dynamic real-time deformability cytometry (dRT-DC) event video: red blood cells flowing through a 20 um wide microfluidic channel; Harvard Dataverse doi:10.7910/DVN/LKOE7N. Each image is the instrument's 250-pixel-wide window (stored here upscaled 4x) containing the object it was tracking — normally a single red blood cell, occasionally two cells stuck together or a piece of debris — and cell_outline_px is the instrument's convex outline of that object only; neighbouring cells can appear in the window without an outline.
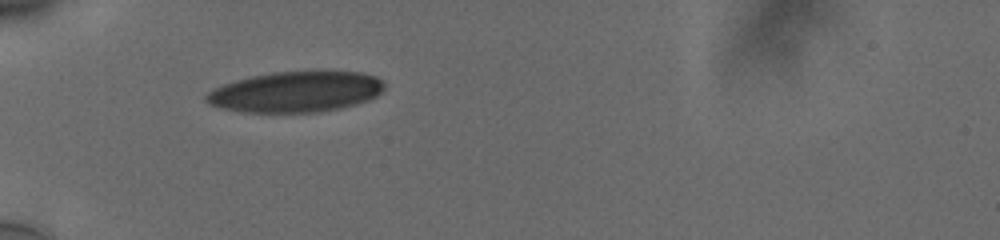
{"species": "human", "species_latin": "Homo sapiens", "temperature_condition": "cold", "stored_images_in_passage": 38, "camera_frame_rate_fps": 3000, "um_per_image_px": 0.085, "donor": {"sex": "male"}, "frame": {"image": 1, "passage_image": 1, "time_ms": 0.0, "image_size_px": [1000, 240], "cell_outline_px": [[384, 88], [376, 96], [368, 100], [356, 104], [324, 112], [240, 112], [220, 108], [208, 104], [204, 100], [204, 96], [208, 92], [224, 84], [236, 80], [252, 76], [272, 72], [360, 72], [376, 76], [384, 84]], "centroid_in_image_um": [25.12, 7.82], "position_along_channel_um": 59.9, "area_um2": 42.14}}
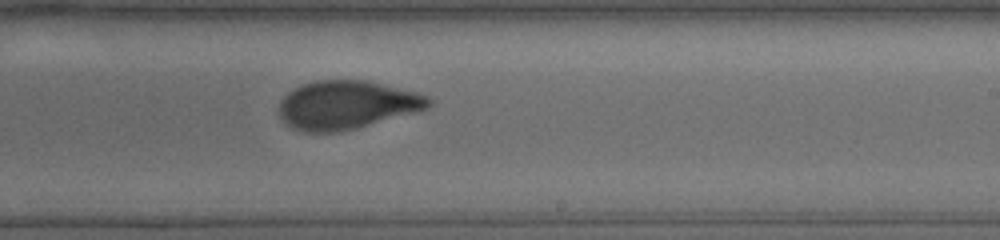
{"frame": {"image": 2, "passage_image": 18, "time_ms": 5.667, "image_size_px": [1000, 240], "cell_outline_px": [[432, 104], [424, 108], [412, 112], [356, 128], [340, 132], [304, 132], [292, 128], [284, 124], [280, 116], [280, 100], [292, 88], [300, 84], [316, 80], [364, 80], [416, 92], [428, 96], [432, 100]], "centroid_in_image_um": [29.39, 8.91], "position_along_channel_um": 259.6, "area_um2": 41.96}}
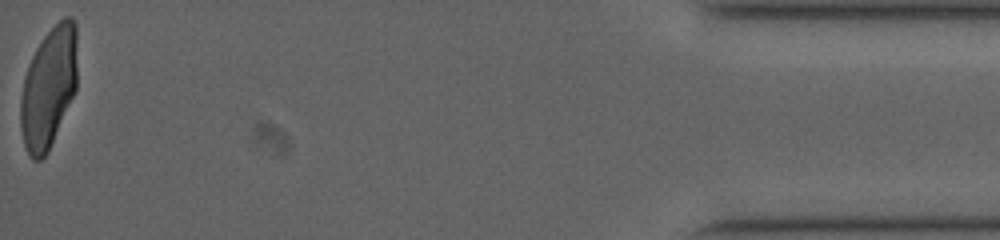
{"frame": {"image": 3, "passage_image": 38, "time_ms": 12.333, "image_size_px": [1000, 240], "cell_outline_px": [[76, 92], [48, 152], [40, 160], [32, 160], [28, 156], [24, 144], [20, 128], [20, 100], [24, 76], [28, 64], [36, 48], [44, 36], [64, 16], [72, 16], [76, 24]], "centroid_in_image_um": [4.13, 7.47], "position_along_channel_um": 431.1, "area_um2": 40.29}, "authors_computed_cell_mechanics": {"area_um2": 41.9628, "velocity_mm_per_s": 3.7661, "shape_relaxation_time_tau1_ms": 5.1589, "shape_relaxation_time_tau2_ms": 1.0953, "deformation_change_tau1": 0.1815, "deformation_change_tau2": 0.0694}}